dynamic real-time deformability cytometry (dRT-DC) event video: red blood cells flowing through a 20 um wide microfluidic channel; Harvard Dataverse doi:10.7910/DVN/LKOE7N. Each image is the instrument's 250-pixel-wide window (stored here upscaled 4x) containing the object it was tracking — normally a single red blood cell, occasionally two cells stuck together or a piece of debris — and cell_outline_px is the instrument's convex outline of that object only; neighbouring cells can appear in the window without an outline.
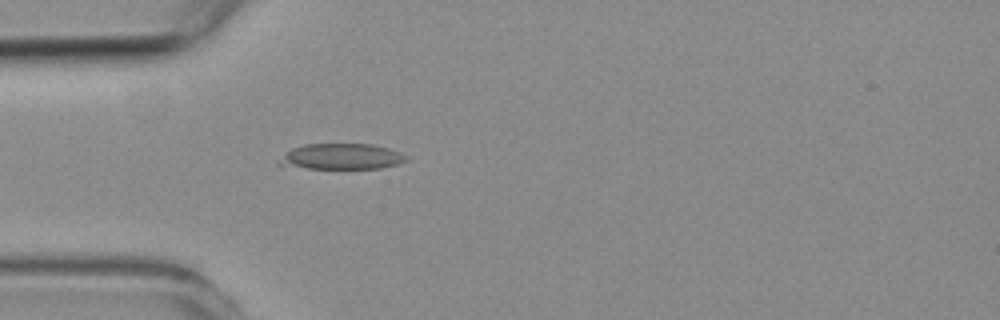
{"species": "common noctule bat (a hibernating species)", "species_latin": "Nyctalus noctula", "temperature_condition": "room temperature", "stored_images_in_passage": 3, "camera_frame_rate_fps": 3000, "um_per_image_px": 0.085, "animal": {"sex": "female", "body_mass_g": 19.3, "forearm_length_mm": 54.1}, "frame": {"image": 1, "passage_image": 3, "time_ms": 2.0, "image_size_px": [1000, 320], "cell_outline_px": [[408, 160], [400, 164], [380, 168], [308, 168], [276, 164], [276, 160], [292, 148], [304, 144], [372, 144], [388, 148], [400, 152], [408, 156]], "centroid_in_image_um": [29.04, 13.3], "position_along_channel_um": 56.0, "area_um2": 19.13}}